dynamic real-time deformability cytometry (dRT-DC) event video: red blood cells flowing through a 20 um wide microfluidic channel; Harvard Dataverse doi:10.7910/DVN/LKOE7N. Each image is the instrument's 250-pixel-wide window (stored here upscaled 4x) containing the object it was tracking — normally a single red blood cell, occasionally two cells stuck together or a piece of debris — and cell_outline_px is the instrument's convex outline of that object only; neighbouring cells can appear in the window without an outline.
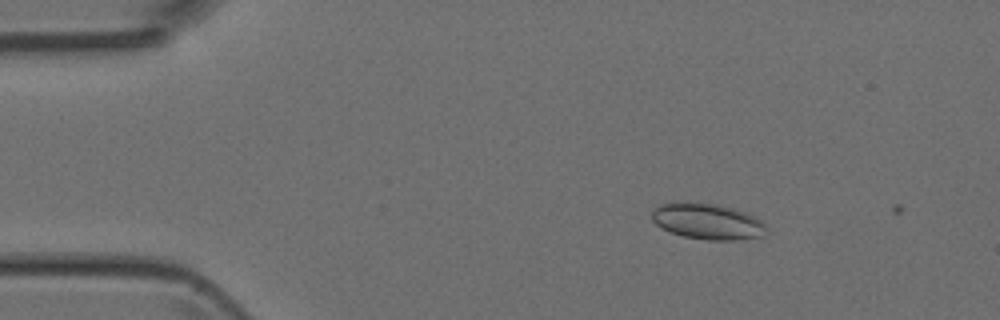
{"species": "Egyptian fruit bat (a non-hibernating species)", "species_latin": "Rousettus aegyptiacus", "temperature_condition": "room temperature", "stored_images_in_passage": 2, "camera_frame_rate_fps": 3000, "um_per_image_px": 0.085, "animal": {"sex": "female"}, "frame": {"image": 1, "passage_image": 1, "time_ms": 0.0, "image_size_px": [1000, 320], "cell_outline_px": [[768, 232], [764, 236], [740, 240], [708, 240], [684, 236], [672, 232], [656, 224], [652, 220], [652, 212], [660, 204], [716, 204], [732, 208], [744, 212], [760, 220], [768, 228]], "centroid_in_image_um": [60.22, 18.86], "position_along_channel_um": 24.8, "area_um2": 23.35}}